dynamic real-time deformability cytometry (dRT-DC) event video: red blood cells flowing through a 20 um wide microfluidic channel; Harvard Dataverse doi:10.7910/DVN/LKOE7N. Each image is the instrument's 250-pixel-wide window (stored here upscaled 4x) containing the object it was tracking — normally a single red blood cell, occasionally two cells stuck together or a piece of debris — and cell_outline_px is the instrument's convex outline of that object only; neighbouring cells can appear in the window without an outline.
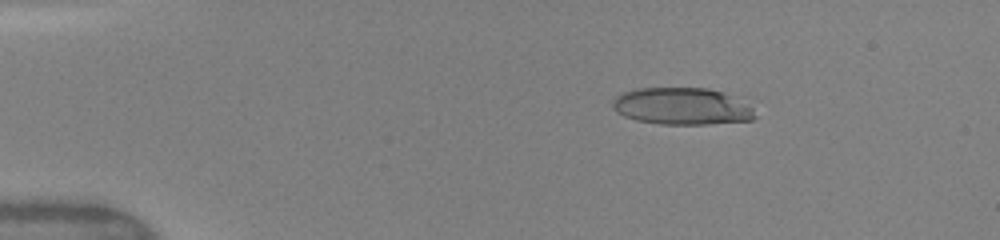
{"species": "human", "species_latin": "Homo sapiens", "temperature_condition": "warm", "stored_images_in_passage": 44, "camera_frame_rate_fps": 3000, "um_per_image_px": 0.085, "donor": {"sex": "female"}, "frame": {"image": 1, "passage_image": 4, "time_ms": 2.333, "image_size_px": [1000, 240], "cell_outline_px": [[756, 116], [752, 120], [708, 124], [660, 124], [636, 120], [624, 116], [616, 112], [612, 108], [612, 100], [616, 96], [624, 92], [636, 88], [708, 88], [724, 92], [752, 108]], "centroid_in_image_um": [57.91, 9.03], "position_along_channel_um": 27.1, "area_um2": 30.63}}
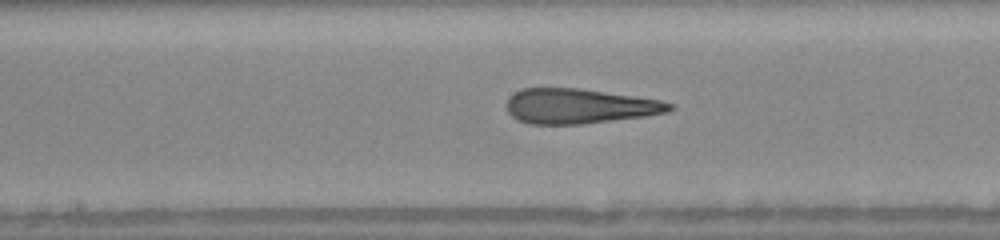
{"frame": {"image": 2, "passage_image": 23, "time_ms": 8.333, "image_size_px": [1000, 240], "cell_outline_px": [[676, 108], [668, 112], [644, 116], [584, 124], [528, 124], [516, 120], [508, 112], [504, 104], [508, 96], [524, 88], [580, 88], [660, 100], [672, 104]], "centroid_in_image_um": [49.19, 9.03], "position_along_channel_um": 199.0, "area_um2": 33.35}}
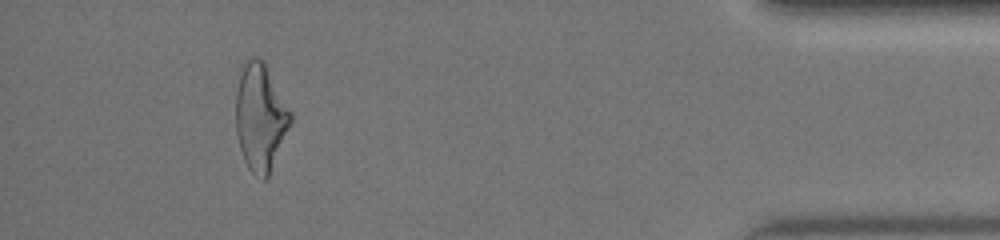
{"frame": {"image": 3, "passage_image": 41, "time_ms": 14.667, "image_size_px": [1000, 240], "cell_outline_px": [[292, 124], [268, 176], [264, 180], [256, 176], [248, 168], [244, 160], [240, 148], [236, 132], [236, 92], [240, 64], [244, 60], [252, 56], [256, 56], [264, 64], [292, 112]], "centroid_in_image_um": [22.12, 9.95], "position_along_channel_um": 413.1, "area_um2": 34.33}, "authors_computed_cell_mechanics": {"area_um2": 33.5529, "velocity_mm_per_s": 4.1877, "shape_relaxation_time_tau1_ms": null, "shape_relaxation_time_tau2_ms": 2.1261, "deformation_change_tau1": null, "deformation_change_tau2": 0.1409}}